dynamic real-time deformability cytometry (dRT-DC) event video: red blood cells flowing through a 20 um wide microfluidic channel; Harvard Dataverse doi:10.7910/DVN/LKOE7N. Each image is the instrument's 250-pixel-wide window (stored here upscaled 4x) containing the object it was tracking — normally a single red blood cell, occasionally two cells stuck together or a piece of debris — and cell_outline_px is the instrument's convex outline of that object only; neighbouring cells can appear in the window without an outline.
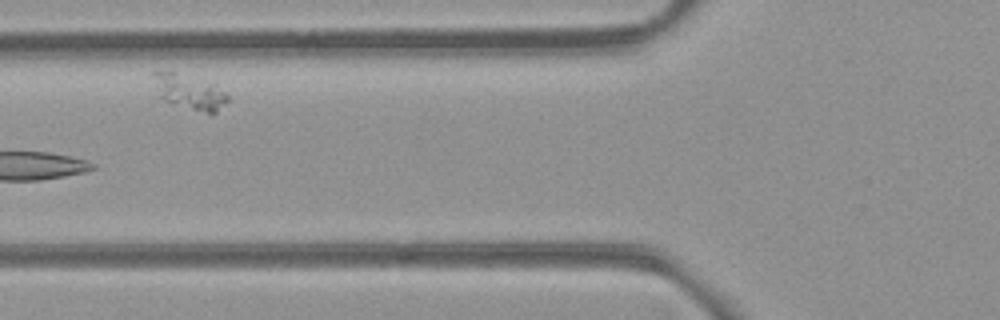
{"species": "common noctule bat (a hibernating species)", "species_latin": "Nyctalus noctula", "temperature_condition": "room temperature", "stored_images_in_passage": 11, "camera_frame_rate_fps": 3000, "um_per_image_px": 0.085, "animal": {"sex": "female", "body_mass_g": 21.9}, "frame": {"image": 1, "passage_image": 5, "time_ms": 5.333, "image_size_px": [1000, 320], "cell_outline_px": [[228, 100], [212, 116], [172, 104], [156, 96], [152, 76], [152, 72], [172, 72], [212, 84], [224, 92], [228, 96]], "centroid_in_image_um": [16.04, 7.87], "position_along_channel_um": 109.8, "area_um2": 15.03}}
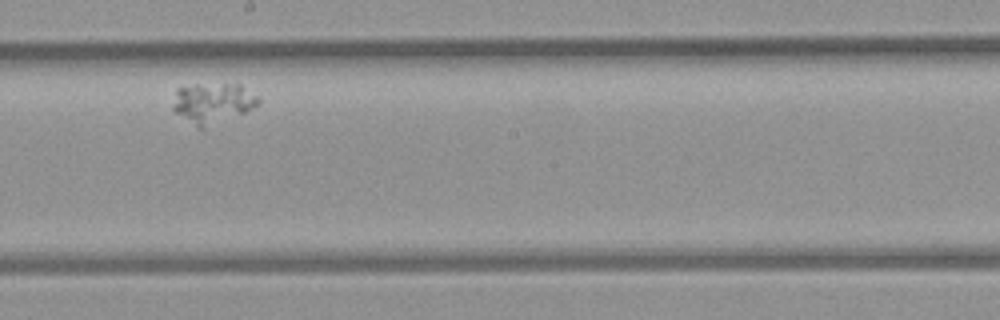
{"frame": {"image": 2, "passage_image": 8, "time_ms": 9.0, "image_size_px": [1000, 320], "cell_outline_px": [[260, 100], [256, 104], [244, 112], [204, 128], [200, 128], [176, 112], [172, 108], [176, 88], [196, 84], [240, 84], [256, 96]], "centroid_in_image_um": [18.04, 8.72], "position_along_channel_um": 230.2, "area_um2": 19.48}}
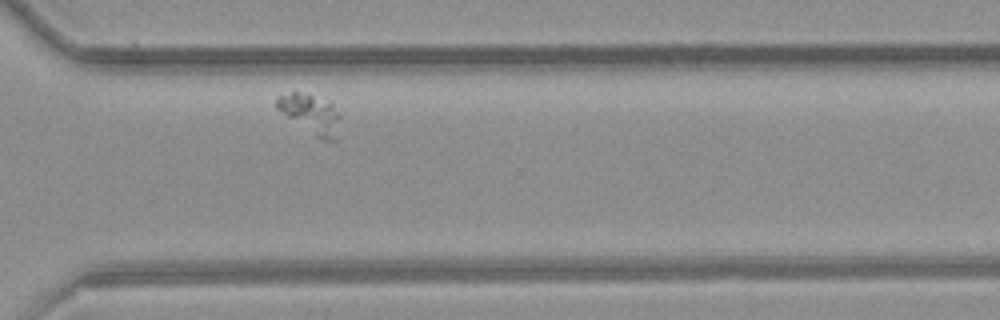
{"frame": {"image": 3, "passage_image": 11, "time_ms": 12.333, "image_size_px": [1000, 320], "cell_outline_px": [[340, 116], [336, 140], [324, 140], [316, 136], [276, 108], [276, 96], [292, 92], [296, 92], [332, 100]], "centroid_in_image_um": [26.45, 9.65], "position_along_channel_um": 344.2, "area_um2": 14.33}}